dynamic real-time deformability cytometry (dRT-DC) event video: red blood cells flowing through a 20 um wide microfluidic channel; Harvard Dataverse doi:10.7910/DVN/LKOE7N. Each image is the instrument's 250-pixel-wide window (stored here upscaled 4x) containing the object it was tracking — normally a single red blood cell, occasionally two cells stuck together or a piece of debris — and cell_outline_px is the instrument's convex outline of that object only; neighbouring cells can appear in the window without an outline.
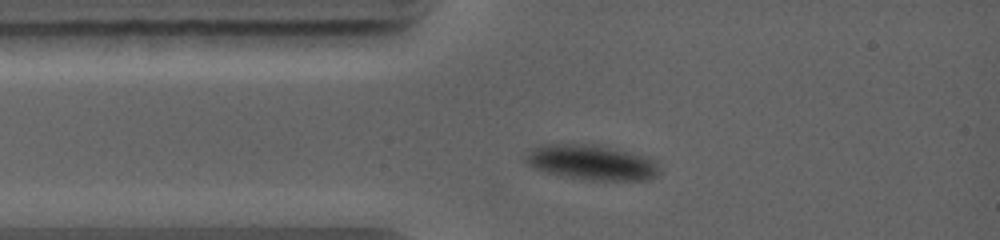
{"species": "common noctule bat (a hibernating species)", "species_latin": "Nyctalus noctula", "temperature_condition": "warm", "stored_images_in_passage": 4, "camera_frame_rate_fps": 5000, "um_per_image_px": 0.085, "animal": {"sex": "female", "body_mass_g": 19.0, "forearm_length_mm": 56.7}, "frame": {"image": 1, "passage_image": 2, "time_ms": 1.0, "image_size_px": [1000, 240], "cell_outline_px": [[660, 172], [656, 176], [648, 180], [588, 180], [544, 172], [528, 164], [524, 160], [524, 156], [540, 144], [604, 144], [648, 156], [656, 160]], "centroid_in_image_um": [50.35, 13.78], "position_along_channel_um": 34.6, "area_um2": 27.86}}
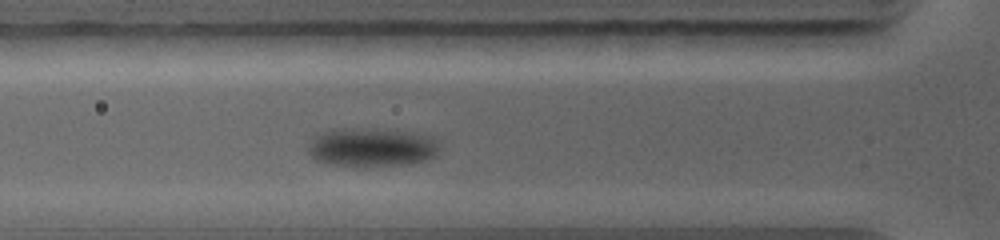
{"frame": {"image": 2, "passage_image": 4, "time_ms": 2.6, "image_size_px": [1000, 240], "cell_outline_px": [[436, 156], [424, 160], [408, 164], [336, 164], [316, 160], [308, 152], [308, 144], [312, 136], [316, 132], [332, 128], [376, 128], [412, 132], [432, 136], [436, 140]], "centroid_in_image_um": [31.53, 12.45], "position_along_channel_um": 94.3, "area_um2": 29.36}}